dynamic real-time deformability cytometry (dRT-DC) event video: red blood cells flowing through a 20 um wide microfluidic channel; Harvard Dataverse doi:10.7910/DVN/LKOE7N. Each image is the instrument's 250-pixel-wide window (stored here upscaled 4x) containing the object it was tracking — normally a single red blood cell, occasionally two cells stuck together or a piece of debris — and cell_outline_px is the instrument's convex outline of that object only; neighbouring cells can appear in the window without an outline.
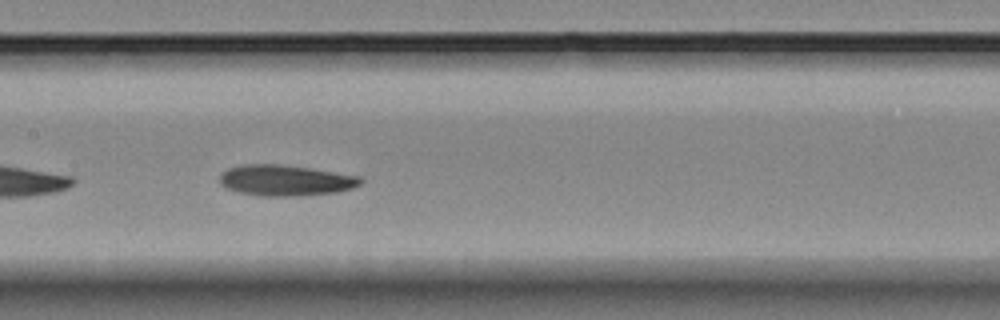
{"species": "Egyptian fruit bat (a non-hibernating species)", "species_latin": "Rousettus aegyptiacus", "temperature_condition": "room temperature", "stored_images_in_passage": 12, "camera_frame_rate_fps": 3000, "um_per_image_px": 0.085, "animal": {"sex": "female"}, "frame": {"image": 1, "passage_image": 9, "time_ms": 10.333, "image_size_px": [1000, 320], "cell_outline_px": [[364, 180], [360, 184], [352, 188], [336, 192], [300, 196], [260, 196], [240, 192], [228, 188], [220, 184], [220, 176], [228, 168], [240, 164], [280, 164], [312, 168], [360, 176]], "centroid_in_image_um": [24.29, 15.32], "position_along_channel_um": 183.1, "area_um2": 25.43}}
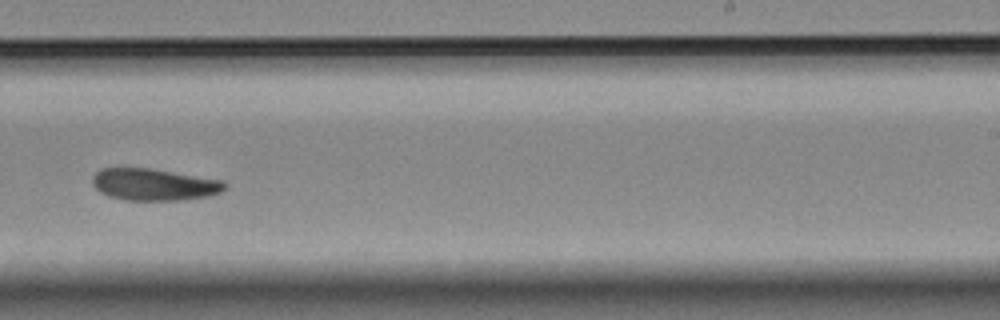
{"frame": {"image": 2, "passage_image": 11, "time_ms": 12.667, "image_size_px": [1000, 320], "cell_outline_px": [[228, 188], [220, 192], [208, 196], [180, 200], [124, 200], [108, 196], [100, 192], [92, 184], [92, 176], [100, 168], [148, 168], [224, 180], [228, 184]], "centroid_in_image_um": [13.1, 15.68], "position_along_channel_um": 275.9, "area_um2": 24.74}}
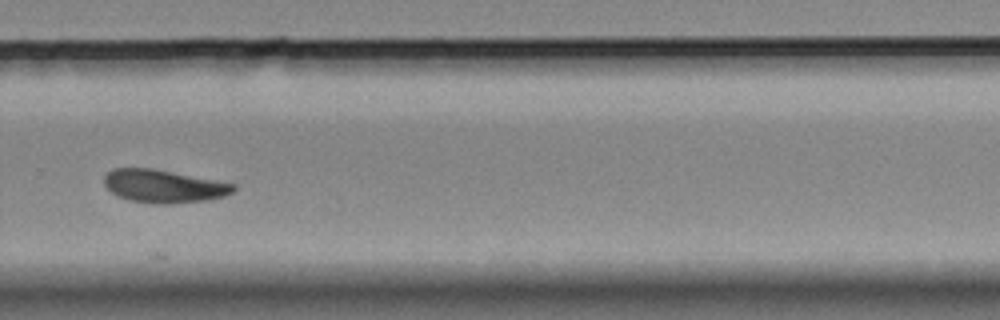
{"frame": {"image": 3, "passage_image": 12, "time_ms": 13.667, "image_size_px": [1000, 320], "cell_outline_px": [[236, 188], [232, 192], [224, 196], [208, 200], [172, 204], [152, 204], [132, 200], [116, 196], [104, 184], [104, 176], [112, 168], [152, 168], [236, 184]], "centroid_in_image_um": [13.9, 15.83], "position_along_channel_um": 315.9, "area_um2": 24.85}}